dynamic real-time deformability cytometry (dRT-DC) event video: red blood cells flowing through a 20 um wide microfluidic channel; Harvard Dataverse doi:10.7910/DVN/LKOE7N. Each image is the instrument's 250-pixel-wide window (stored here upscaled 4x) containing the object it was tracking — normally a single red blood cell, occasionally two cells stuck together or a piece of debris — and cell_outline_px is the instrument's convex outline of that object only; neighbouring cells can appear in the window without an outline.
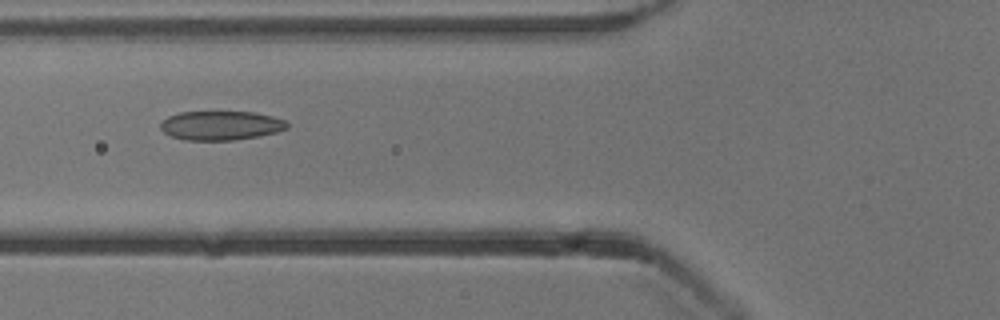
{"species": "common noctule bat (a hibernating species)", "species_latin": "Nyctalus noctula", "temperature_condition": "cold", "stored_images_in_passage": 22, "camera_frame_rate_fps": 3000, "um_per_image_px": 0.085, "animal": {"sex": "male", "body_mass_g": 13.3}, "frame": {"image": 1, "passage_image": 19, "time_ms": 6.0, "image_size_px": [1000, 320], "cell_outline_px": [[288, 128], [276, 132], [236, 140], [188, 140], [172, 136], [164, 132], [160, 128], [160, 124], [168, 116], [180, 112], [252, 112], [272, 116], [284, 120], [288, 124]], "centroid_in_image_um": [18.77, 10.66], "position_along_channel_um": 107.0, "area_um2": 21.27}}
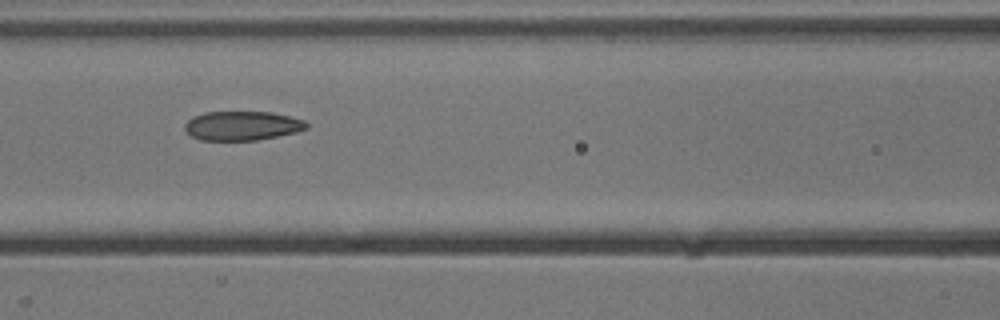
{"frame": {"image": 2, "passage_image": 22, "time_ms": 7.0, "image_size_px": [1000, 320], "cell_outline_px": [[308, 128], [296, 132], [256, 140], [200, 140], [192, 136], [184, 128], [184, 124], [192, 116], [204, 112], [272, 112], [304, 120], [308, 124]], "centroid_in_image_um": [20.57, 10.68], "position_along_channel_um": 146.0, "area_um2": 20.63}}